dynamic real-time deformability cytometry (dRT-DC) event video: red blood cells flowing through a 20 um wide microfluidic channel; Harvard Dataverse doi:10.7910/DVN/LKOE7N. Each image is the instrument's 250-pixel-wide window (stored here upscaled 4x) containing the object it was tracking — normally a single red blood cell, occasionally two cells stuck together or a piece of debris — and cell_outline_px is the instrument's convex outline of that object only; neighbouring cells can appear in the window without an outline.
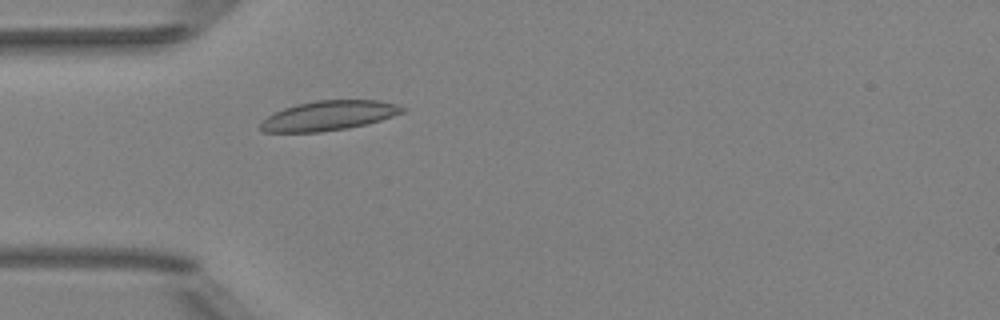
{"species": "Egyptian fruit bat (a non-hibernating species)", "species_latin": "Rousettus aegyptiacus", "temperature_condition": "room temperature", "stored_images_in_passage": 37, "camera_frame_rate_fps": 3000, "um_per_image_px": 0.085, "animal": {"sex": "female"}, "frame": {"image": 1, "passage_image": 1, "time_ms": 0.0, "image_size_px": [1000, 320], "cell_outline_px": [[408, 108], [404, 112], [380, 120], [348, 128], [320, 132], [264, 132], [260, 128], [260, 124], [268, 116], [284, 108], [296, 104], [316, 100], [380, 100], [396, 104]], "centroid_in_image_um": [27.97, 9.82], "position_along_channel_um": 57.0, "area_um2": 24.39}}
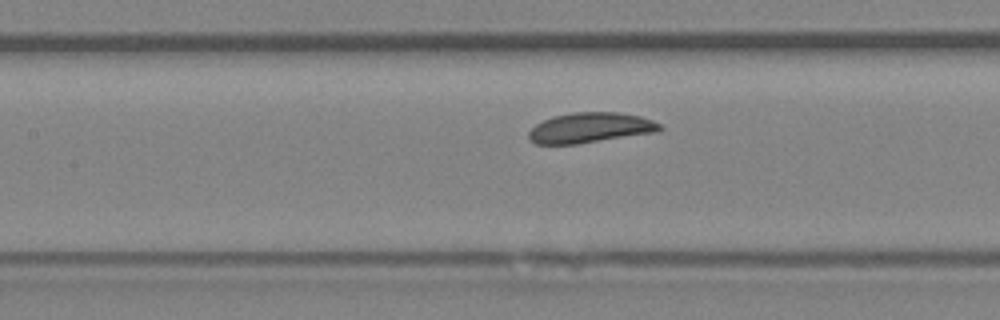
{"frame": {"image": 2, "passage_image": 9, "time_ms": 2.667, "image_size_px": [1000, 320], "cell_outline_px": [[664, 128], [656, 132], [576, 144], [536, 144], [528, 140], [528, 132], [536, 124], [552, 116], [572, 112], [616, 112], [640, 116], [652, 120], [660, 124]], "centroid_in_image_um": [50.14, 10.86], "position_along_channel_um": 157.3, "area_um2": 23.06}}
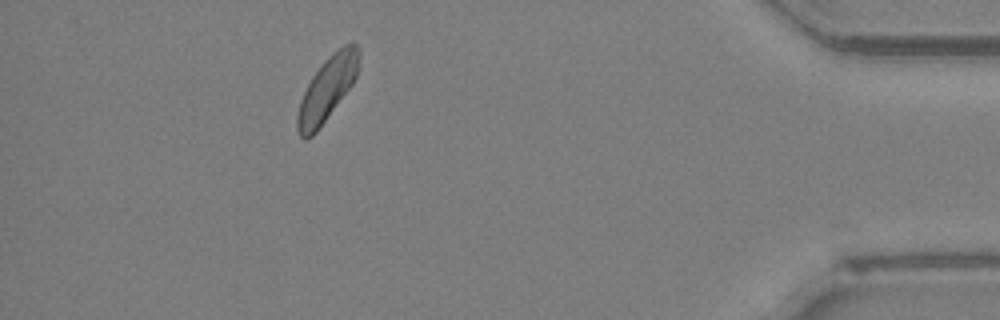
{"frame": {"image": 3, "passage_image": 32, "time_ms": 10.333, "image_size_px": [1000, 320], "cell_outline_px": [[360, 56], [356, 76], [352, 84], [316, 132], [312, 136], [304, 140], [300, 136], [296, 128], [296, 120], [300, 100], [312, 76], [324, 60], [332, 52], [344, 44], [352, 40], [356, 44], [360, 52]], "centroid_in_image_um": [27.8, 7.52], "position_along_channel_um": 407.4, "area_um2": 22.83}, "authors_computed_cell_mechanics": {"area_um2": 23.12, "velocity_mm_per_s": 3.9569, "shape_relaxation_time_tau1_ms": 2.8847, "shape_relaxation_time_tau2_ms": null, "deformation_change_tau1": 0.079, "deformation_change_tau2": null}}